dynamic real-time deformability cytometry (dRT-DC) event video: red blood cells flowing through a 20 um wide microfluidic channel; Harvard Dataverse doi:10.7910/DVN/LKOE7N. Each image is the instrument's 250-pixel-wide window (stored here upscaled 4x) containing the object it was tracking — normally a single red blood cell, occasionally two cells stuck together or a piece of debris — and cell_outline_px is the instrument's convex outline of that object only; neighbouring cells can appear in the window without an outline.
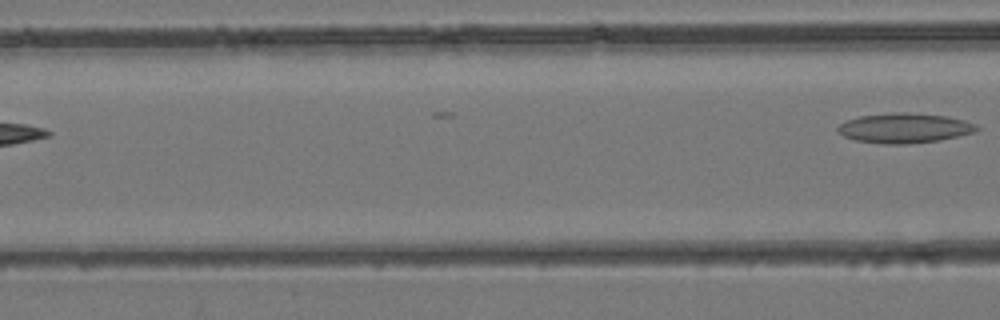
{"species": "common noctule bat (a hibernating species)", "species_latin": "Nyctalus noctula", "temperature_condition": "room temperature", "stored_images_in_passage": 6, "segment_of_instrument_passage": [2, 2], "camera_frame_rate_fps": 3000, "um_per_image_px": 0.085, "animal": {"sex": "female", "body_mass_g": 24.6, "forearm_length_mm": 56.2}, "frame": {"image": 1, "passage_image": 6, "time_ms": 5.667, "image_size_px": [1000, 320], "cell_outline_px": [[980, 128], [976, 132], [960, 136], [940, 140], [908, 144], [884, 144], [856, 140], [844, 136], [836, 132], [836, 128], [840, 124], [848, 120], [860, 116], [896, 112], [908, 112], [948, 116], [964, 120], [976, 124]], "centroid_in_image_um": [76.91, 10.89], "position_along_channel_um": 89.7, "area_um2": 24.33}}